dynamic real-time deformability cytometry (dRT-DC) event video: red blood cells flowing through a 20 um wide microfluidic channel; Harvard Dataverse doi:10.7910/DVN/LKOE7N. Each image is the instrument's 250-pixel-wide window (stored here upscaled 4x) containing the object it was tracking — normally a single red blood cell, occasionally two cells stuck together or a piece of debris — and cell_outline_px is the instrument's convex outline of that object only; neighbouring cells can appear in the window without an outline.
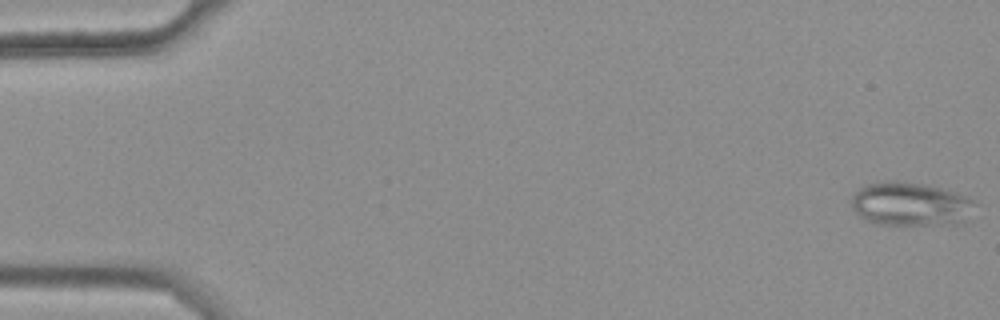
{"species": "common noctule bat (a hibernating species)", "species_latin": "Nyctalus noctula", "temperature_condition": "warm", "stored_images_in_passage": 48, "camera_frame_rate_fps": 3000, "um_per_image_px": 0.085, "animal": {"sex": "female", "body_mass_g": 25.1}, "frame": {"image": 1, "passage_image": 1, "time_ms": 0.0, "image_size_px": [1000, 320], "cell_outline_px": [[976, 204], [964, 220], [956, 224], [876, 224], [860, 216], [852, 208], [852, 196], [864, 184], [876, 180], [900, 180], [924, 184], [956, 192], [972, 200]], "centroid_in_image_um": [77.34, 17.31], "position_along_channel_um": 7.7, "area_um2": 31.39}}
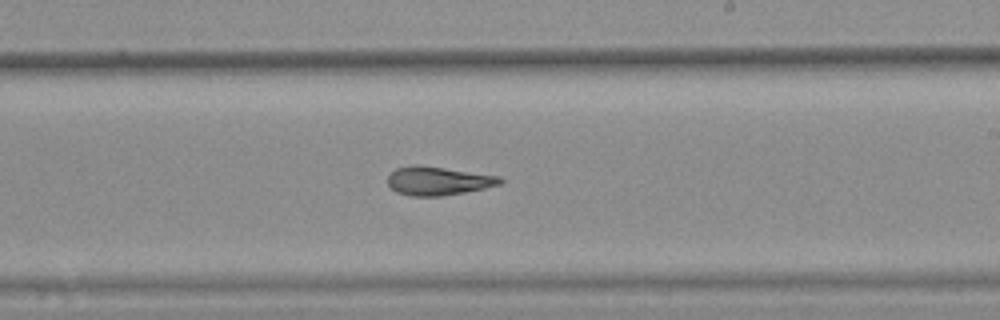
{"frame": {"image": 2, "passage_image": 33, "time_ms": 10.667, "image_size_px": [1000, 320], "cell_outline_px": [[504, 180], [500, 184], [484, 188], [464, 192], [440, 196], [412, 196], [396, 192], [388, 184], [388, 176], [396, 168], [412, 164], [444, 168], [500, 176]], "centroid_in_image_um": [37.22, 15.37], "position_along_channel_um": 251.8, "area_um2": 18.55}}
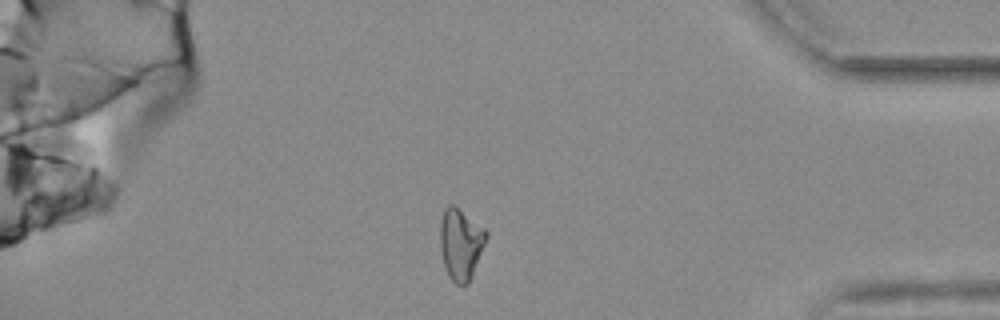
{"frame": {"image": 3, "passage_image": 47, "time_ms": 15.333, "image_size_px": [1000, 320], "cell_outline_px": [[488, 236], [468, 284], [456, 284], [448, 276], [444, 264], [440, 248], [440, 220], [444, 208], [448, 204], [452, 204], [484, 228], [488, 232]], "centroid_in_image_um": [39.14, 20.72], "position_along_channel_um": 396.1, "area_um2": 18.96}, "authors_computed_cell_mechanics": {"area_um2": 19.0162, "velocity_mm_per_s": 3.7051, "shape_relaxation_time_tau1_ms": null, "shape_relaxation_time_tau2_ms": 5.5843, "deformation_change_tau1": null, "deformation_change_tau2": 0.1127}}